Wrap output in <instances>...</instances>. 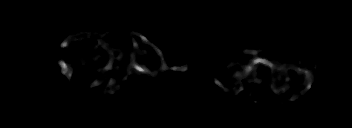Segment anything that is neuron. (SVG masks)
<instances>
[{
    "mask_svg": "<svg viewBox=\"0 0 352 128\" xmlns=\"http://www.w3.org/2000/svg\"><path fill=\"white\" fill-rule=\"evenodd\" d=\"M130 38L132 41V44L134 45V52L132 54H129L127 51H125L123 48L118 49V51H116L115 48L110 47L107 42L106 39L103 38V36L107 37V39L110 38L111 33L109 31H104L102 33H98V32H92V31H85V32H80V33H74L73 35H69L67 38L63 39L61 41V45L60 47L63 49H67L69 47V44L77 41L78 39H93V40H97L99 42V45L102 46V48H104L103 51H106L107 56L103 57L102 62L105 64V61H107L109 59V61L106 63V65H103V67H101L100 69H98V71L103 72V71H107L110 72V70L114 67H116L117 69L119 68V71L121 70L122 72H126L127 75L125 78L121 79V81L123 82L126 78L130 77L133 73V71H136V73L138 75L140 74H144L146 77H148L151 80H154L155 78H157L158 74L161 72H166L169 70H173V71H187L188 70V66L185 62H183L180 66L178 65H174V66H169L165 63L166 60V55L165 53L158 47L156 46L151 40H149L145 35H143L142 33H138L135 31L130 32ZM138 35L141 38V43L142 44H148L150 45L156 53H158V55L160 56L159 60H156L157 65H160V68L158 70H154L151 69V65H146L141 67L137 61V57L138 55H142L144 56L147 51L143 50L142 52H140V44L139 42L136 41V39L134 38V35ZM263 48H259L258 50H249V49H238V51L236 52H232L230 53V55L228 57H232L235 56V54H239V53H244V54H249L252 53L255 55V58H251V61L248 62L247 64H243L242 65V69L236 70L234 77H232V82L233 85L237 84V88L233 89V85L230 86V88H226L225 84H228V82H222L219 78H218V73L215 72L216 76L214 78V83L216 85H219L220 88L226 92L229 93L230 95H232L233 97L237 96L238 93H240L241 91L245 90V87L241 85L242 81H249L251 83H257L260 86L263 85L262 81L260 79H258V77H256V72L259 68H257L258 64H261L262 66H268L272 69V71H274V73H272V76L269 77L268 82H272L270 83L272 91H274V93L278 94V95H283L284 92L288 91H292L293 87L290 84V80L291 78H289L290 76H288V72L290 69H293L295 71V74L298 72H301L302 74H306V78L305 77H301L302 79H304V82L302 84V86H305L304 89L300 90V94L301 95H305L307 93V91L310 90L311 86H312V82L315 80L314 77V72L316 69H307L305 67H302V64L305 65V63H302L300 61H296L294 63H288V62H283L282 64L276 63V61H273L272 59H266L263 58L261 56H259V52L262 51ZM116 52L119 53V58L118 61L115 60L116 57ZM126 55V58H128L129 61V65L127 67H122L124 65V62L122 61L121 58H123V56ZM314 51L313 53H311L310 55H308L309 58L314 59V64H315V68H317L318 66V58H314ZM85 57L86 58H92L94 63H98L97 58H95L92 54L90 53H85ZM240 61H236V62H232L231 65L229 66L230 70L232 67H234V65H238L240 64ZM58 64L61 67V72L62 74L66 75L67 81L71 82V75L73 73V71L75 70V65L71 64L68 65V63L64 60L61 59L58 60ZM282 71L286 73V76L283 77L282 76ZM275 73H277V75H275ZM241 80V83H238V80ZM106 79H97L96 81L92 84H89L88 88L94 89L95 86H100L102 83H105ZM273 82H275V85L273 84ZM281 85H285V86H281ZM85 89V91L90 92V90ZM97 92L96 95L98 97H101L102 94L100 93V91H95ZM298 99V94L294 95L291 97L290 102L292 101H296ZM255 103H260L261 105H266L269 103V101L267 102H260L259 100H254Z\"/></svg>",
    "mask_w": 352,
    "mask_h": 128,
    "instance_id": "2dd73e0c",
    "label": "neuron"
}]
</instances>
